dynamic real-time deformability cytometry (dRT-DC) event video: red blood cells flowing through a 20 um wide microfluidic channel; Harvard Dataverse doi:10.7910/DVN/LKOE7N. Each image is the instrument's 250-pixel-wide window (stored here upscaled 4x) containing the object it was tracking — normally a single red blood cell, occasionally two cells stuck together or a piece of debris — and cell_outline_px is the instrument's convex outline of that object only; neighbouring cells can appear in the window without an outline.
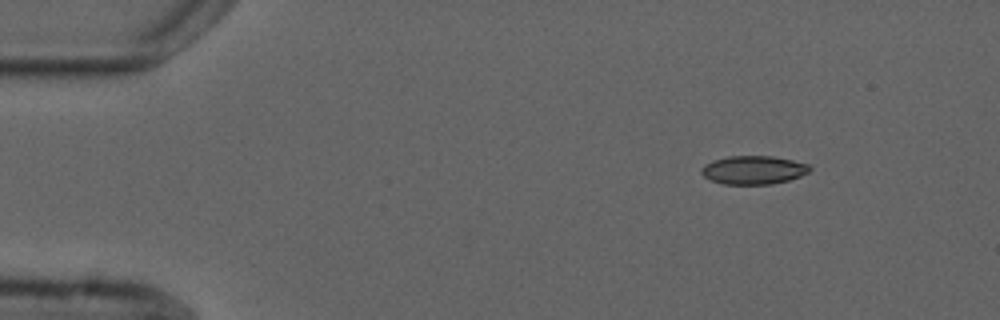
{"species": "common noctule bat (a hibernating species)", "species_latin": "Nyctalus noctula", "temperature_condition": "cold", "stored_images_in_passage": 3, "camera_frame_rate_fps": 3000, "um_per_image_px": 0.085, "animal": {"sex": "male", "forearm_length_mm": 52.5}, "frame": {"image": 1, "passage_image": 1, "time_ms": 0.0, "image_size_px": [1000, 320], "cell_outline_px": [[812, 168], [808, 172], [800, 176], [788, 180], [772, 184], [724, 184], [712, 180], [704, 176], [700, 172], [700, 168], [704, 164], [712, 160], [728, 156], [772, 156], [792, 160], [808, 164]], "centroid_in_image_um": [64.02, 14.44], "position_along_channel_um": 21.0, "area_um2": 17.98}}
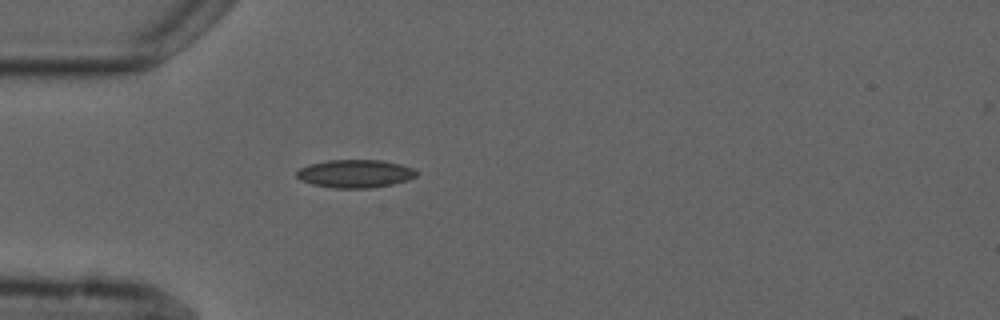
{"frame": {"image": 2, "passage_image": 3, "time_ms": 3.0, "image_size_px": [1000, 320], "cell_outline_px": [[416, 176], [408, 180], [392, 184], [372, 188], [332, 188], [312, 184], [300, 180], [296, 176], [296, 172], [300, 168], [308, 164], [328, 160], [380, 160], [400, 164], [412, 168], [416, 172]], "centroid_in_image_um": [30.15, 14.76], "position_along_channel_um": 54.8, "area_um2": 19.59}}